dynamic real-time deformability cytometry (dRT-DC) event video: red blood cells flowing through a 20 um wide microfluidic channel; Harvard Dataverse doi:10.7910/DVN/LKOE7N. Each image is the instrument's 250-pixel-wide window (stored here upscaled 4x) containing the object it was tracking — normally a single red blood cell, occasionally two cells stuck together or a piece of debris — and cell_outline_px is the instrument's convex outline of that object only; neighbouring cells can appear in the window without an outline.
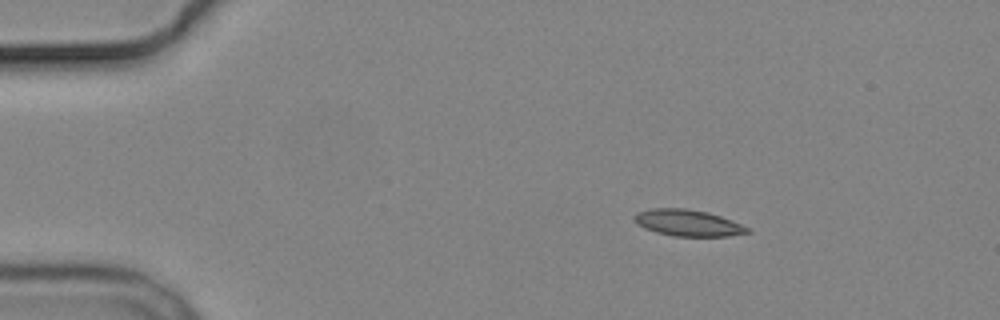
{"species": "common noctule bat (a hibernating species)", "species_latin": "Nyctalus noctula", "temperature_condition": "cold", "stored_images_in_passage": 5, "camera_frame_rate_fps": 3000, "um_per_image_px": 0.085, "animal": {"sex": "male", "body_mass_g": 19.2, "forearm_length_mm": 51.8}, "frame": {"image": 1, "passage_image": 2, "time_ms": 1.0, "image_size_px": [1000, 320], "cell_outline_px": [[752, 232], [728, 236], [672, 236], [656, 232], [644, 228], [636, 224], [632, 220], [632, 216], [636, 212], [652, 208], [684, 208], [708, 212], [732, 220], [752, 228]], "centroid_in_image_um": [58.46, 18.94], "position_along_channel_um": 26.5, "area_um2": 17.74}}
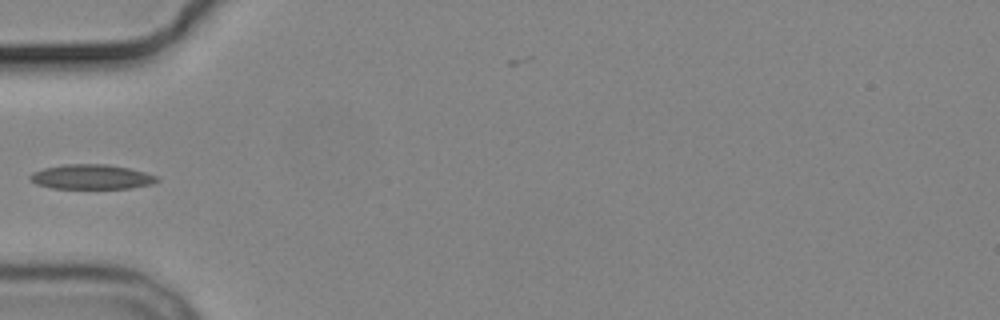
{"frame": {"image": 2, "passage_image": 4, "time_ms": 4.333, "image_size_px": [1000, 320], "cell_outline_px": [[160, 180], [152, 184], [132, 188], [52, 188], [36, 184], [28, 180], [28, 176], [32, 172], [44, 168], [64, 164], [104, 164], [128, 168], [144, 172], [156, 176]], "centroid_in_image_um": [7.73, 15.03], "position_along_channel_um": 77.3, "area_um2": 18.26}}
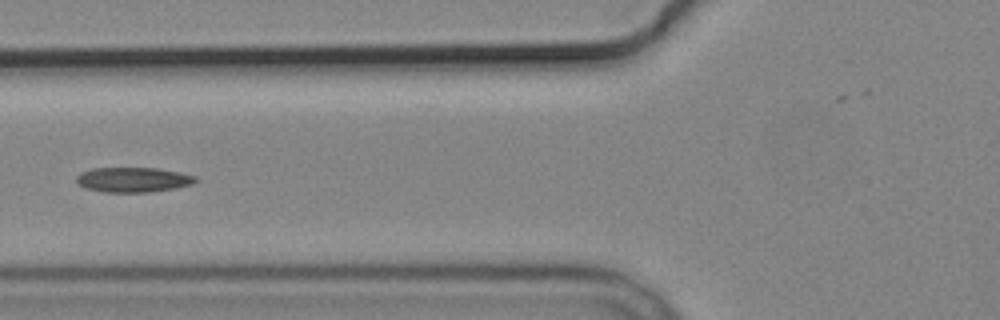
{"frame": {"image": 3, "passage_image": 5, "time_ms": 5.333, "image_size_px": [1000, 320], "cell_outline_px": [[196, 180], [192, 184], [176, 188], [148, 192], [104, 192], [84, 188], [76, 184], [76, 176], [80, 172], [92, 168], [156, 168], [180, 172], [196, 176]], "centroid_in_image_um": [11.26, 15.27], "position_along_channel_um": 114.5, "area_um2": 17.4}}